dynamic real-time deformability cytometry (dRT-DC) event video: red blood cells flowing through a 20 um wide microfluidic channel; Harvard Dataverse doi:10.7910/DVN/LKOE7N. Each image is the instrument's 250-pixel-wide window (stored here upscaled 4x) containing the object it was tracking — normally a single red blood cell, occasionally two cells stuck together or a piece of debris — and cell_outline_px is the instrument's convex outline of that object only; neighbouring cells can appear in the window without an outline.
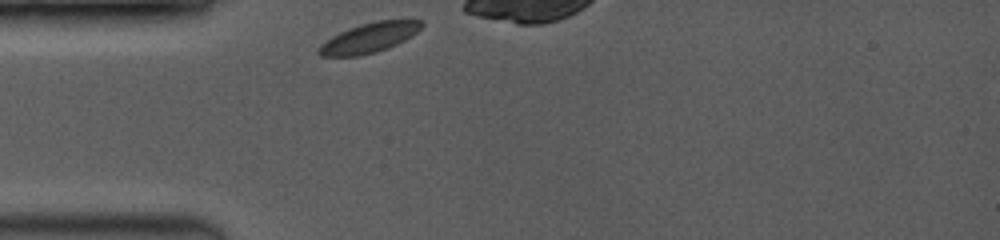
{"species": "common noctule bat (a hibernating species)", "species_latin": "Nyctalus noctula", "temperature_condition": "room temperature", "stored_images_in_passage": 25, "camera_frame_rate_fps": 3500, "um_per_image_px": 0.085, "animal": {"sex": "female", "body_mass_g": 19.0, "forearm_length_mm": 53.3}, "frame": {"image": 1, "passage_image": 1, "time_ms": 0.0, "image_size_px": [1000, 240], "cell_outline_px": [[424, 24], [416, 32], [404, 40], [396, 44], [376, 52], [360, 56], [320, 56], [316, 52], [316, 48], [320, 44], [332, 36], [348, 28], [360, 24], [376, 20], [424, 20]], "centroid_in_image_um": [31.33, 3.21], "position_along_channel_um": 53.7, "area_um2": 17.86}}
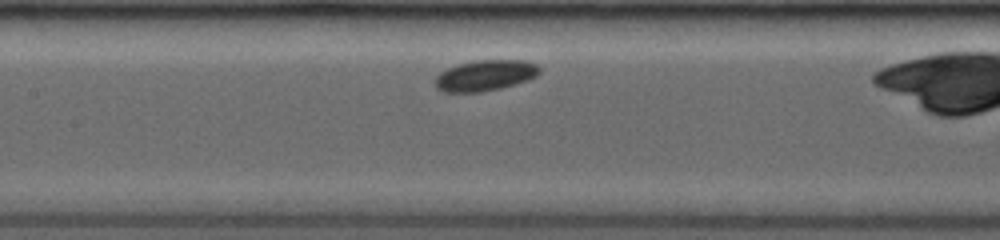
{"frame": {"image": 2, "passage_image": 8, "time_ms": 3.143, "image_size_px": [1000, 240], "cell_outline_px": [[540, 72], [536, 76], [528, 80], [516, 84], [500, 88], [480, 92], [444, 92], [436, 88], [432, 80], [440, 72], [456, 64], [472, 60], [524, 60], [536, 64], [540, 68]], "centroid_in_image_um": [41.2, 6.41], "position_along_channel_um": 166.2, "area_um2": 19.02}}
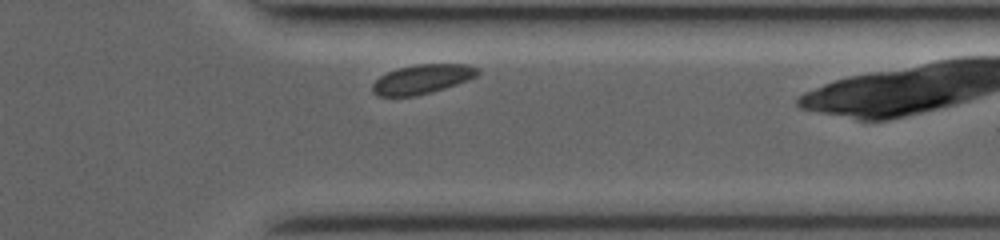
{"frame": {"image": 3, "passage_image": 21, "time_ms": 8.571, "image_size_px": [1000, 240], "cell_outline_px": [[480, 72], [476, 76], [468, 80], [432, 92], [416, 96], [376, 96], [372, 92], [372, 84], [380, 76], [396, 68], [416, 64], [468, 64], [480, 68]], "centroid_in_image_um": [35.89, 6.72], "position_along_channel_um": 375.5, "area_um2": 18.09}}